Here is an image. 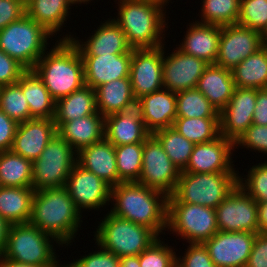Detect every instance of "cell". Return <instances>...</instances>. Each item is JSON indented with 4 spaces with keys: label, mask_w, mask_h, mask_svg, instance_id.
I'll return each mask as SVG.
<instances>
[{
    "label": "cell",
    "mask_w": 267,
    "mask_h": 267,
    "mask_svg": "<svg viewBox=\"0 0 267 267\" xmlns=\"http://www.w3.org/2000/svg\"><path fill=\"white\" fill-rule=\"evenodd\" d=\"M259 233H267V201L257 203Z\"/></svg>",
    "instance_id": "53"
},
{
    "label": "cell",
    "mask_w": 267,
    "mask_h": 267,
    "mask_svg": "<svg viewBox=\"0 0 267 267\" xmlns=\"http://www.w3.org/2000/svg\"><path fill=\"white\" fill-rule=\"evenodd\" d=\"M85 85L96 87L120 78L130 77L132 53L81 56Z\"/></svg>",
    "instance_id": "22"
},
{
    "label": "cell",
    "mask_w": 267,
    "mask_h": 267,
    "mask_svg": "<svg viewBox=\"0 0 267 267\" xmlns=\"http://www.w3.org/2000/svg\"><path fill=\"white\" fill-rule=\"evenodd\" d=\"M222 26L195 21L189 25L186 36L178 49L208 64H215Z\"/></svg>",
    "instance_id": "27"
},
{
    "label": "cell",
    "mask_w": 267,
    "mask_h": 267,
    "mask_svg": "<svg viewBox=\"0 0 267 267\" xmlns=\"http://www.w3.org/2000/svg\"><path fill=\"white\" fill-rule=\"evenodd\" d=\"M232 75L236 88H266L267 43L232 69Z\"/></svg>",
    "instance_id": "33"
},
{
    "label": "cell",
    "mask_w": 267,
    "mask_h": 267,
    "mask_svg": "<svg viewBox=\"0 0 267 267\" xmlns=\"http://www.w3.org/2000/svg\"><path fill=\"white\" fill-rule=\"evenodd\" d=\"M118 5V18L113 20L123 30L132 48L164 45L162 33L167 23L163 7L138 0H118Z\"/></svg>",
    "instance_id": "4"
},
{
    "label": "cell",
    "mask_w": 267,
    "mask_h": 267,
    "mask_svg": "<svg viewBox=\"0 0 267 267\" xmlns=\"http://www.w3.org/2000/svg\"><path fill=\"white\" fill-rule=\"evenodd\" d=\"M234 142L221 134L214 140L195 144L186 168L187 173L237 172L231 161Z\"/></svg>",
    "instance_id": "19"
},
{
    "label": "cell",
    "mask_w": 267,
    "mask_h": 267,
    "mask_svg": "<svg viewBox=\"0 0 267 267\" xmlns=\"http://www.w3.org/2000/svg\"><path fill=\"white\" fill-rule=\"evenodd\" d=\"M238 186L257 203L267 201V162L252 166L246 178L238 176Z\"/></svg>",
    "instance_id": "43"
},
{
    "label": "cell",
    "mask_w": 267,
    "mask_h": 267,
    "mask_svg": "<svg viewBox=\"0 0 267 267\" xmlns=\"http://www.w3.org/2000/svg\"><path fill=\"white\" fill-rule=\"evenodd\" d=\"M67 0H31L26 6V15L42 25L52 36L60 31L69 15ZM54 34V35H53Z\"/></svg>",
    "instance_id": "34"
},
{
    "label": "cell",
    "mask_w": 267,
    "mask_h": 267,
    "mask_svg": "<svg viewBox=\"0 0 267 267\" xmlns=\"http://www.w3.org/2000/svg\"><path fill=\"white\" fill-rule=\"evenodd\" d=\"M130 79L136 100L158 91L163 86V46L133 48Z\"/></svg>",
    "instance_id": "14"
},
{
    "label": "cell",
    "mask_w": 267,
    "mask_h": 267,
    "mask_svg": "<svg viewBox=\"0 0 267 267\" xmlns=\"http://www.w3.org/2000/svg\"><path fill=\"white\" fill-rule=\"evenodd\" d=\"M182 258L177 263L182 267H217L209 256L207 248L201 243H189Z\"/></svg>",
    "instance_id": "47"
},
{
    "label": "cell",
    "mask_w": 267,
    "mask_h": 267,
    "mask_svg": "<svg viewBox=\"0 0 267 267\" xmlns=\"http://www.w3.org/2000/svg\"><path fill=\"white\" fill-rule=\"evenodd\" d=\"M180 174L161 143L151 134L143 143L141 176L137 183L171 196Z\"/></svg>",
    "instance_id": "11"
},
{
    "label": "cell",
    "mask_w": 267,
    "mask_h": 267,
    "mask_svg": "<svg viewBox=\"0 0 267 267\" xmlns=\"http://www.w3.org/2000/svg\"><path fill=\"white\" fill-rule=\"evenodd\" d=\"M0 186L32 187V161L12 150L0 151Z\"/></svg>",
    "instance_id": "35"
},
{
    "label": "cell",
    "mask_w": 267,
    "mask_h": 267,
    "mask_svg": "<svg viewBox=\"0 0 267 267\" xmlns=\"http://www.w3.org/2000/svg\"><path fill=\"white\" fill-rule=\"evenodd\" d=\"M22 91L30 109V119H53L55 100L33 69L22 74Z\"/></svg>",
    "instance_id": "31"
},
{
    "label": "cell",
    "mask_w": 267,
    "mask_h": 267,
    "mask_svg": "<svg viewBox=\"0 0 267 267\" xmlns=\"http://www.w3.org/2000/svg\"><path fill=\"white\" fill-rule=\"evenodd\" d=\"M18 123L0 110V151L11 150Z\"/></svg>",
    "instance_id": "51"
},
{
    "label": "cell",
    "mask_w": 267,
    "mask_h": 267,
    "mask_svg": "<svg viewBox=\"0 0 267 267\" xmlns=\"http://www.w3.org/2000/svg\"><path fill=\"white\" fill-rule=\"evenodd\" d=\"M153 135L161 143L170 160L182 172L187 166L195 144L187 140L173 127L157 130Z\"/></svg>",
    "instance_id": "38"
},
{
    "label": "cell",
    "mask_w": 267,
    "mask_h": 267,
    "mask_svg": "<svg viewBox=\"0 0 267 267\" xmlns=\"http://www.w3.org/2000/svg\"><path fill=\"white\" fill-rule=\"evenodd\" d=\"M240 15V0H203L201 22L217 26L237 24Z\"/></svg>",
    "instance_id": "39"
},
{
    "label": "cell",
    "mask_w": 267,
    "mask_h": 267,
    "mask_svg": "<svg viewBox=\"0 0 267 267\" xmlns=\"http://www.w3.org/2000/svg\"><path fill=\"white\" fill-rule=\"evenodd\" d=\"M265 44L259 31L239 24L223 26L215 64L232 70Z\"/></svg>",
    "instance_id": "13"
},
{
    "label": "cell",
    "mask_w": 267,
    "mask_h": 267,
    "mask_svg": "<svg viewBox=\"0 0 267 267\" xmlns=\"http://www.w3.org/2000/svg\"><path fill=\"white\" fill-rule=\"evenodd\" d=\"M0 267H45V266H34V265H29V264H22V263H17L12 260L0 257Z\"/></svg>",
    "instance_id": "56"
},
{
    "label": "cell",
    "mask_w": 267,
    "mask_h": 267,
    "mask_svg": "<svg viewBox=\"0 0 267 267\" xmlns=\"http://www.w3.org/2000/svg\"><path fill=\"white\" fill-rule=\"evenodd\" d=\"M118 177L122 182H137L141 176L143 143L115 146Z\"/></svg>",
    "instance_id": "40"
},
{
    "label": "cell",
    "mask_w": 267,
    "mask_h": 267,
    "mask_svg": "<svg viewBox=\"0 0 267 267\" xmlns=\"http://www.w3.org/2000/svg\"><path fill=\"white\" fill-rule=\"evenodd\" d=\"M238 173L181 172L168 203H188L216 209L238 185Z\"/></svg>",
    "instance_id": "5"
},
{
    "label": "cell",
    "mask_w": 267,
    "mask_h": 267,
    "mask_svg": "<svg viewBox=\"0 0 267 267\" xmlns=\"http://www.w3.org/2000/svg\"><path fill=\"white\" fill-rule=\"evenodd\" d=\"M234 145L236 148L240 145L267 154V126L250 125Z\"/></svg>",
    "instance_id": "46"
},
{
    "label": "cell",
    "mask_w": 267,
    "mask_h": 267,
    "mask_svg": "<svg viewBox=\"0 0 267 267\" xmlns=\"http://www.w3.org/2000/svg\"><path fill=\"white\" fill-rule=\"evenodd\" d=\"M172 267H182V266L176 262Z\"/></svg>",
    "instance_id": "60"
},
{
    "label": "cell",
    "mask_w": 267,
    "mask_h": 267,
    "mask_svg": "<svg viewBox=\"0 0 267 267\" xmlns=\"http://www.w3.org/2000/svg\"><path fill=\"white\" fill-rule=\"evenodd\" d=\"M150 135L137 106L105 117V138L114 146L144 143Z\"/></svg>",
    "instance_id": "24"
},
{
    "label": "cell",
    "mask_w": 267,
    "mask_h": 267,
    "mask_svg": "<svg viewBox=\"0 0 267 267\" xmlns=\"http://www.w3.org/2000/svg\"><path fill=\"white\" fill-rule=\"evenodd\" d=\"M32 187H0V216L10 225L28 223L31 216Z\"/></svg>",
    "instance_id": "30"
},
{
    "label": "cell",
    "mask_w": 267,
    "mask_h": 267,
    "mask_svg": "<svg viewBox=\"0 0 267 267\" xmlns=\"http://www.w3.org/2000/svg\"><path fill=\"white\" fill-rule=\"evenodd\" d=\"M141 267H172L177 256L171 246L164 244L160 237L139 255Z\"/></svg>",
    "instance_id": "44"
},
{
    "label": "cell",
    "mask_w": 267,
    "mask_h": 267,
    "mask_svg": "<svg viewBox=\"0 0 267 267\" xmlns=\"http://www.w3.org/2000/svg\"><path fill=\"white\" fill-rule=\"evenodd\" d=\"M27 69L0 49V87L17 83Z\"/></svg>",
    "instance_id": "48"
},
{
    "label": "cell",
    "mask_w": 267,
    "mask_h": 267,
    "mask_svg": "<svg viewBox=\"0 0 267 267\" xmlns=\"http://www.w3.org/2000/svg\"><path fill=\"white\" fill-rule=\"evenodd\" d=\"M167 228L188 243H201L218 232L215 209L196 204L168 203Z\"/></svg>",
    "instance_id": "10"
},
{
    "label": "cell",
    "mask_w": 267,
    "mask_h": 267,
    "mask_svg": "<svg viewBox=\"0 0 267 267\" xmlns=\"http://www.w3.org/2000/svg\"><path fill=\"white\" fill-rule=\"evenodd\" d=\"M172 127L193 144L209 142L220 135L219 118L176 117Z\"/></svg>",
    "instance_id": "36"
},
{
    "label": "cell",
    "mask_w": 267,
    "mask_h": 267,
    "mask_svg": "<svg viewBox=\"0 0 267 267\" xmlns=\"http://www.w3.org/2000/svg\"><path fill=\"white\" fill-rule=\"evenodd\" d=\"M220 112L229 102L235 90L232 70L209 64L196 87Z\"/></svg>",
    "instance_id": "28"
},
{
    "label": "cell",
    "mask_w": 267,
    "mask_h": 267,
    "mask_svg": "<svg viewBox=\"0 0 267 267\" xmlns=\"http://www.w3.org/2000/svg\"><path fill=\"white\" fill-rule=\"evenodd\" d=\"M136 106L151 134L173 126L176 119V93L162 88L138 99Z\"/></svg>",
    "instance_id": "23"
},
{
    "label": "cell",
    "mask_w": 267,
    "mask_h": 267,
    "mask_svg": "<svg viewBox=\"0 0 267 267\" xmlns=\"http://www.w3.org/2000/svg\"><path fill=\"white\" fill-rule=\"evenodd\" d=\"M138 1L152 2L164 8V5H166V3H169L168 1L170 0H138Z\"/></svg>",
    "instance_id": "57"
},
{
    "label": "cell",
    "mask_w": 267,
    "mask_h": 267,
    "mask_svg": "<svg viewBox=\"0 0 267 267\" xmlns=\"http://www.w3.org/2000/svg\"><path fill=\"white\" fill-rule=\"evenodd\" d=\"M56 133L53 119L33 118L18 123L11 150L33 162Z\"/></svg>",
    "instance_id": "21"
},
{
    "label": "cell",
    "mask_w": 267,
    "mask_h": 267,
    "mask_svg": "<svg viewBox=\"0 0 267 267\" xmlns=\"http://www.w3.org/2000/svg\"><path fill=\"white\" fill-rule=\"evenodd\" d=\"M98 246L113 252L119 258L140 255L159 236L146 226L117 217L110 212L96 228Z\"/></svg>",
    "instance_id": "7"
},
{
    "label": "cell",
    "mask_w": 267,
    "mask_h": 267,
    "mask_svg": "<svg viewBox=\"0 0 267 267\" xmlns=\"http://www.w3.org/2000/svg\"><path fill=\"white\" fill-rule=\"evenodd\" d=\"M77 152L57 133L40 156L32 162V188L35 191L64 187L77 163Z\"/></svg>",
    "instance_id": "9"
},
{
    "label": "cell",
    "mask_w": 267,
    "mask_h": 267,
    "mask_svg": "<svg viewBox=\"0 0 267 267\" xmlns=\"http://www.w3.org/2000/svg\"><path fill=\"white\" fill-rule=\"evenodd\" d=\"M257 89L235 88L228 104L219 112L220 134L234 143L253 124Z\"/></svg>",
    "instance_id": "17"
},
{
    "label": "cell",
    "mask_w": 267,
    "mask_h": 267,
    "mask_svg": "<svg viewBox=\"0 0 267 267\" xmlns=\"http://www.w3.org/2000/svg\"><path fill=\"white\" fill-rule=\"evenodd\" d=\"M257 233L218 231L203 244L217 267H245Z\"/></svg>",
    "instance_id": "16"
},
{
    "label": "cell",
    "mask_w": 267,
    "mask_h": 267,
    "mask_svg": "<svg viewBox=\"0 0 267 267\" xmlns=\"http://www.w3.org/2000/svg\"><path fill=\"white\" fill-rule=\"evenodd\" d=\"M120 267H141L139 262V255L121 257Z\"/></svg>",
    "instance_id": "55"
},
{
    "label": "cell",
    "mask_w": 267,
    "mask_h": 267,
    "mask_svg": "<svg viewBox=\"0 0 267 267\" xmlns=\"http://www.w3.org/2000/svg\"><path fill=\"white\" fill-rule=\"evenodd\" d=\"M168 57L164 55L163 45V86L177 93L197 87L198 80L209 65L192 55L176 48Z\"/></svg>",
    "instance_id": "18"
},
{
    "label": "cell",
    "mask_w": 267,
    "mask_h": 267,
    "mask_svg": "<svg viewBox=\"0 0 267 267\" xmlns=\"http://www.w3.org/2000/svg\"><path fill=\"white\" fill-rule=\"evenodd\" d=\"M176 117L219 118V112L197 89L176 93Z\"/></svg>",
    "instance_id": "37"
},
{
    "label": "cell",
    "mask_w": 267,
    "mask_h": 267,
    "mask_svg": "<svg viewBox=\"0 0 267 267\" xmlns=\"http://www.w3.org/2000/svg\"><path fill=\"white\" fill-rule=\"evenodd\" d=\"M25 14V6L20 1L0 0V31Z\"/></svg>",
    "instance_id": "49"
},
{
    "label": "cell",
    "mask_w": 267,
    "mask_h": 267,
    "mask_svg": "<svg viewBox=\"0 0 267 267\" xmlns=\"http://www.w3.org/2000/svg\"><path fill=\"white\" fill-rule=\"evenodd\" d=\"M65 187L80 213L83 209L97 210L112 202L111 186L78 163L71 170Z\"/></svg>",
    "instance_id": "15"
},
{
    "label": "cell",
    "mask_w": 267,
    "mask_h": 267,
    "mask_svg": "<svg viewBox=\"0 0 267 267\" xmlns=\"http://www.w3.org/2000/svg\"><path fill=\"white\" fill-rule=\"evenodd\" d=\"M46 54L41 56L33 70L55 101L85 85L83 61L71 40L60 39Z\"/></svg>",
    "instance_id": "3"
},
{
    "label": "cell",
    "mask_w": 267,
    "mask_h": 267,
    "mask_svg": "<svg viewBox=\"0 0 267 267\" xmlns=\"http://www.w3.org/2000/svg\"><path fill=\"white\" fill-rule=\"evenodd\" d=\"M161 198V199H160ZM110 213L143 225L158 236L167 228L168 196L137 182H122L111 187Z\"/></svg>",
    "instance_id": "1"
},
{
    "label": "cell",
    "mask_w": 267,
    "mask_h": 267,
    "mask_svg": "<svg viewBox=\"0 0 267 267\" xmlns=\"http://www.w3.org/2000/svg\"><path fill=\"white\" fill-rule=\"evenodd\" d=\"M81 217L65 186L34 192L29 223L60 245H69L76 238Z\"/></svg>",
    "instance_id": "2"
},
{
    "label": "cell",
    "mask_w": 267,
    "mask_h": 267,
    "mask_svg": "<svg viewBox=\"0 0 267 267\" xmlns=\"http://www.w3.org/2000/svg\"><path fill=\"white\" fill-rule=\"evenodd\" d=\"M10 226L11 225L0 216V257L5 250Z\"/></svg>",
    "instance_id": "54"
},
{
    "label": "cell",
    "mask_w": 267,
    "mask_h": 267,
    "mask_svg": "<svg viewBox=\"0 0 267 267\" xmlns=\"http://www.w3.org/2000/svg\"><path fill=\"white\" fill-rule=\"evenodd\" d=\"M52 239H50V238ZM54 237L28 223L13 224L9 228L7 242L2 258L17 263L45 267H63L58 263L53 249Z\"/></svg>",
    "instance_id": "6"
},
{
    "label": "cell",
    "mask_w": 267,
    "mask_h": 267,
    "mask_svg": "<svg viewBox=\"0 0 267 267\" xmlns=\"http://www.w3.org/2000/svg\"><path fill=\"white\" fill-rule=\"evenodd\" d=\"M215 212L218 231L259 232L257 202L238 185Z\"/></svg>",
    "instance_id": "12"
},
{
    "label": "cell",
    "mask_w": 267,
    "mask_h": 267,
    "mask_svg": "<svg viewBox=\"0 0 267 267\" xmlns=\"http://www.w3.org/2000/svg\"><path fill=\"white\" fill-rule=\"evenodd\" d=\"M97 111L95 89L84 85L55 101L54 122H69Z\"/></svg>",
    "instance_id": "32"
},
{
    "label": "cell",
    "mask_w": 267,
    "mask_h": 267,
    "mask_svg": "<svg viewBox=\"0 0 267 267\" xmlns=\"http://www.w3.org/2000/svg\"><path fill=\"white\" fill-rule=\"evenodd\" d=\"M237 24L259 31L267 43V0H240Z\"/></svg>",
    "instance_id": "42"
},
{
    "label": "cell",
    "mask_w": 267,
    "mask_h": 267,
    "mask_svg": "<svg viewBox=\"0 0 267 267\" xmlns=\"http://www.w3.org/2000/svg\"><path fill=\"white\" fill-rule=\"evenodd\" d=\"M77 163L111 187L122 183L118 177L115 146L106 138L81 149L77 153Z\"/></svg>",
    "instance_id": "25"
},
{
    "label": "cell",
    "mask_w": 267,
    "mask_h": 267,
    "mask_svg": "<svg viewBox=\"0 0 267 267\" xmlns=\"http://www.w3.org/2000/svg\"><path fill=\"white\" fill-rule=\"evenodd\" d=\"M57 134L78 153L105 138V117L99 112L69 122H54Z\"/></svg>",
    "instance_id": "26"
},
{
    "label": "cell",
    "mask_w": 267,
    "mask_h": 267,
    "mask_svg": "<svg viewBox=\"0 0 267 267\" xmlns=\"http://www.w3.org/2000/svg\"><path fill=\"white\" fill-rule=\"evenodd\" d=\"M20 1L24 6H26L31 0H18Z\"/></svg>",
    "instance_id": "59"
},
{
    "label": "cell",
    "mask_w": 267,
    "mask_h": 267,
    "mask_svg": "<svg viewBox=\"0 0 267 267\" xmlns=\"http://www.w3.org/2000/svg\"><path fill=\"white\" fill-rule=\"evenodd\" d=\"M245 267H267V233H257Z\"/></svg>",
    "instance_id": "50"
},
{
    "label": "cell",
    "mask_w": 267,
    "mask_h": 267,
    "mask_svg": "<svg viewBox=\"0 0 267 267\" xmlns=\"http://www.w3.org/2000/svg\"><path fill=\"white\" fill-rule=\"evenodd\" d=\"M89 1H92V0H67V2L70 4V6H72L71 4H77V3H79V4L84 3L85 4V2L87 4V2L89 3Z\"/></svg>",
    "instance_id": "58"
},
{
    "label": "cell",
    "mask_w": 267,
    "mask_h": 267,
    "mask_svg": "<svg viewBox=\"0 0 267 267\" xmlns=\"http://www.w3.org/2000/svg\"><path fill=\"white\" fill-rule=\"evenodd\" d=\"M50 34L26 14L0 31V49L26 69H33L46 53Z\"/></svg>",
    "instance_id": "8"
},
{
    "label": "cell",
    "mask_w": 267,
    "mask_h": 267,
    "mask_svg": "<svg viewBox=\"0 0 267 267\" xmlns=\"http://www.w3.org/2000/svg\"><path fill=\"white\" fill-rule=\"evenodd\" d=\"M86 42L75 39L73 36L65 35L61 40H71L78 48L81 56H100L109 54L132 53L133 48L128 43L123 30L112 19L106 20L99 25Z\"/></svg>",
    "instance_id": "20"
},
{
    "label": "cell",
    "mask_w": 267,
    "mask_h": 267,
    "mask_svg": "<svg viewBox=\"0 0 267 267\" xmlns=\"http://www.w3.org/2000/svg\"><path fill=\"white\" fill-rule=\"evenodd\" d=\"M89 255L82 256L80 259L69 264H64L63 267H120V258L113 252L103 249Z\"/></svg>",
    "instance_id": "45"
},
{
    "label": "cell",
    "mask_w": 267,
    "mask_h": 267,
    "mask_svg": "<svg viewBox=\"0 0 267 267\" xmlns=\"http://www.w3.org/2000/svg\"><path fill=\"white\" fill-rule=\"evenodd\" d=\"M0 110L17 123L30 120V109L22 91V75L17 83L0 87Z\"/></svg>",
    "instance_id": "41"
},
{
    "label": "cell",
    "mask_w": 267,
    "mask_h": 267,
    "mask_svg": "<svg viewBox=\"0 0 267 267\" xmlns=\"http://www.w3.org/2000/svg\"><path fill=\"white\" fill-rule=\"evenodd\" d=\"M256 106L253 114V124L267 126V90H257Z\"/></svg>",
    "instance_id": "52"
},
{
    "label": "cell",
    "mask_w": 267,
    "mask_h": 267,
    "mask_svg": "<svg viewBox=\"0 0 267 267\" xmlns=\"http://www.w3.org/2000/svg\"><path fill=\"white\" fill-rule=\"evenodd\" d=\"M97 111L104 117L137 105L130 77L113 80L95 88Z\"/></svg>",
    "instance_id": "29"
}]
</instances>
